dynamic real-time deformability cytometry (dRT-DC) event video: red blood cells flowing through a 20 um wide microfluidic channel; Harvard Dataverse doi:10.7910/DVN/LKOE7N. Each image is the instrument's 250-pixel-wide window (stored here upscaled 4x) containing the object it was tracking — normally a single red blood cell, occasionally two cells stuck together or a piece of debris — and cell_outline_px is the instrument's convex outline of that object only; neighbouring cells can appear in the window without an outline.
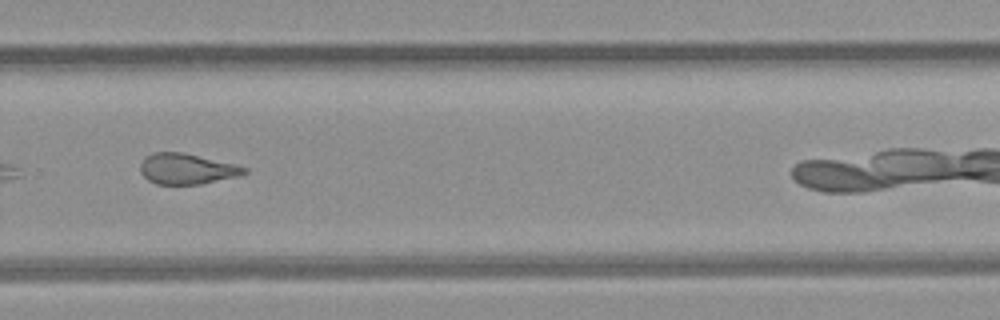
{"species": "common noctule bat (a hibernating species)", "species_latin": "Nyctalus noctula", "temperature_condition": "room temperature", "stored_images_in_passage": 26, "camera_frame_rate_fps": 3000, "um_per_image_px": 0.085, "animal": {"sex": "female", "body_mass_g": 21.9}, "frame": {"image": 1, "passage_image": 19, "time_ms": 6.0, "image_size_px": [1000, 320], "cell_outline_px": [[248, 172], [236, 176], [200, 184], [156, 184], [148, 180], [140, 172], [140, 164], [152, 152], [180, 152], [232, 164], [248, 168]], "centroid_in_image_um": [15.83, 14.36], "position_along_channel_um": 314.0, "area_um2": 18.09}}
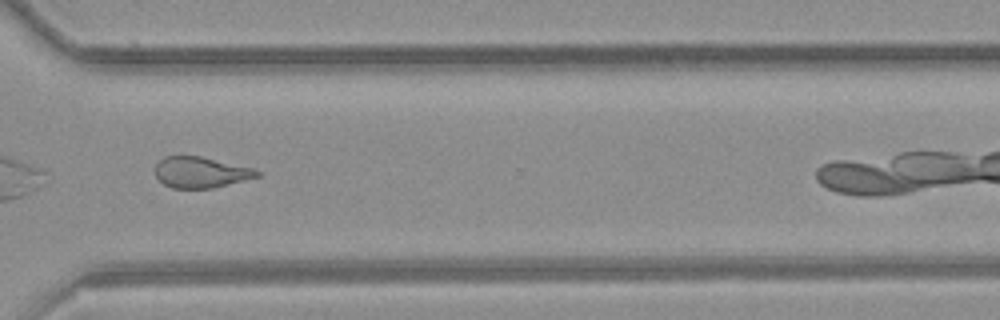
{"frame": {"image": 2, "passage_image": 22, "time_ms": 7.0, "image_size_px": [1000, 320], "cell_outline_px": [[260, 176], [212, 188], [172, 188], [164, 184], [156, 176], [156, 164], [164, 156], [200, 156], [252, 168], [260, 172]], "centroid_in_image_um": [17.04, 14.64], "position_along_channel_um": 353.6, "area_um2": 18.09}}